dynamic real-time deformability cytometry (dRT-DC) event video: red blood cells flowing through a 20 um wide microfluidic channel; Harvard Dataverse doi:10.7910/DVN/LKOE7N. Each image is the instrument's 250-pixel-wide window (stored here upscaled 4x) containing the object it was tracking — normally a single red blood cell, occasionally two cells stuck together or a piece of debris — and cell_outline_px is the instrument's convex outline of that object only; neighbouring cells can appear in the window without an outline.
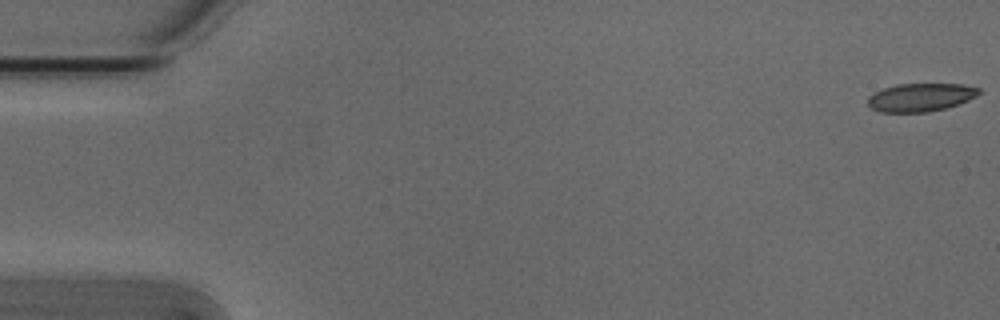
{"species": "Egyptian fruit bat (a non-hibernating species)", "species_latin": "Rousettus aegyptiacus", "temperature_condition": "cold", "stored_images_in_passage": 5, "segment_of_instrument_passage": [2, 2], "camera_frame_rate_fps": 3000, "um_per_image_px": 0.085, "animal": {"sex": "male"}, "frame": {"image": 1, "passage_image": 5, "time_ms": 1.333, "image_size_px": [1000, 320], "cell_outline_px": [[980, 92], [976, 96], [968, 100], [944, 108], [928, 112], [880, 112], [872, 108], [868, 104], [868, 96], [884, 88], [896, 84], [964, 84], [980, 88]], "centroid_in_image_um": [78.25, 8.27], "position_along_channel_um": 6.8, "area_um2": 18.09}}